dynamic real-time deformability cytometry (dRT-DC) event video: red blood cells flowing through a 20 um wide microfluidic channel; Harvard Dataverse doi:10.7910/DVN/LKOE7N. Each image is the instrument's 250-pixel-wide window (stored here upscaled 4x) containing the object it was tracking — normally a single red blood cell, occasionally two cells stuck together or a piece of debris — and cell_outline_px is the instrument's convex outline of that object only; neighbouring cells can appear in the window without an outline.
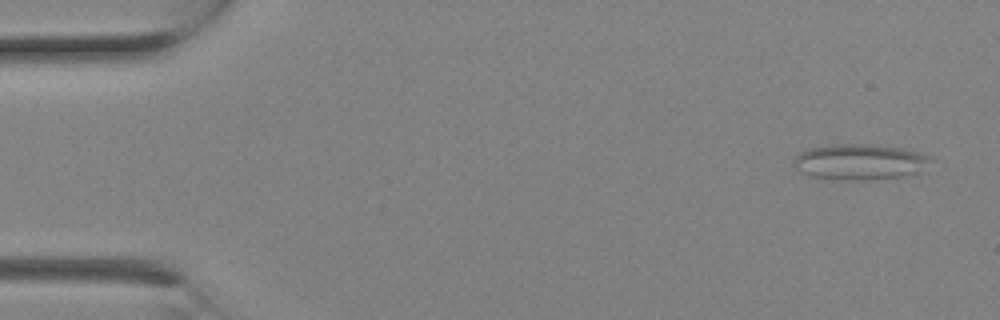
{"species": "Egyptian fruit bat (a non-hibernating species)", "species_latin": "Rousettus aegyptiacus", "temperature_condition": "room temperature", "stored_images_in_passage": 3, "camera_frame_rate_fps": 3000, "um_per_image_px": 0.085, "animal": {"sex": "female"}, "frame": {"image": 1, "passage_image": 1, "time_ms": 0.0, "image_size_px": [1000, 320], "cell_outline_px": [[932, 160], [920, 172], [900, 176], [868, 180], [848, 180], [812, 176], [800, 172], [792, 168], [796, 156], [800, 152], [808, 148], [832, 144], [868, 144], [900, 148], [916, 152], [928, 156]], "centroid_in_image_um": [73.03, 13.76], "position_along_channel_um": 12.0, "area_um2": 28.32}}